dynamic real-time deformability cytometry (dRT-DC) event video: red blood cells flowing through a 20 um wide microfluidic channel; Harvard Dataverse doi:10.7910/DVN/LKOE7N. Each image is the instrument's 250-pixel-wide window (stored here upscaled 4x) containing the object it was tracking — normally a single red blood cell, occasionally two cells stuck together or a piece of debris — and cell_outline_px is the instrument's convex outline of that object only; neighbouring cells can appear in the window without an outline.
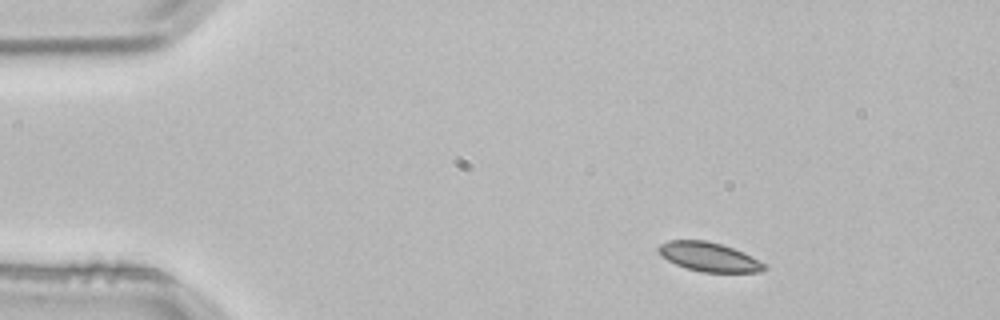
{"species": "common noctule bat (a hibernating species)", "species_latin": "Nyctalus noctula", "temperature_condition": "room temperature", "stored_images_in_passage": 2, "camera_frame_rate_fps": 3000, "um_per_image_px": 0.085, "animal": {"sex": "male", "body_mass_g": 21.5, "forearm_length_mm": 52.0}, "frame": {"image": 1, "passage_image": 1, "time_ms": 0.0, "image_size_px": [1000, 320], "cell_outline_px": [[768, 268], [760, 272], [700, 272], [684, 268], [660, 256], [656, 248], [660, 244], [668, 240], [708, 240], [744, 252], [764, 264]], "centroid_in_image_um": [60.21, 21.83], "position_along_channel_um": 24.8, "area_um2": 18.03}}